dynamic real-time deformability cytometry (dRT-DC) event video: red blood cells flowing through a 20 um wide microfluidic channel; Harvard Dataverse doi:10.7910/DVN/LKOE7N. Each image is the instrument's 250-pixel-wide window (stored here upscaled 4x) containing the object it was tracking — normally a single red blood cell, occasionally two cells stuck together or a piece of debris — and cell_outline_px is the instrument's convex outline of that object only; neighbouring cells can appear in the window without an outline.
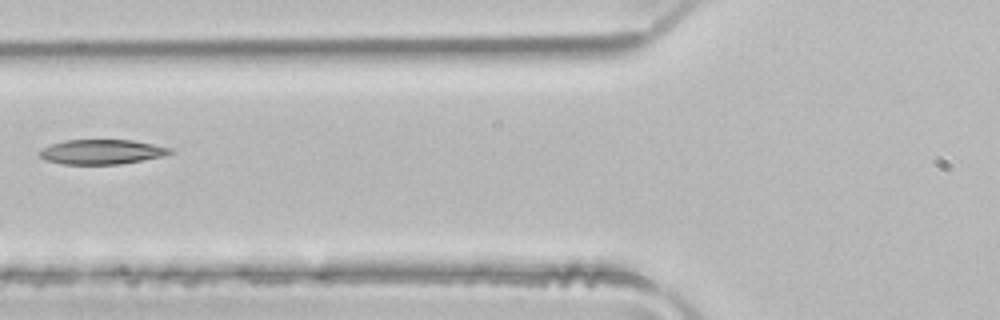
{"species": "common noctule bat (a hibernating species)", "species_latin": "Nyctalus noctula", "temperature_condition": "room temperature", "stored_images_in_passage": 6, "camera_frame_rate_fps": 3000, "um_per_image_px": 0.085, "animal": {"sex": "male", "body_mass_g": 21.5, "forearm_length_mm": 52.0}, "frame": {"image": 1, "passage_image": 5, "time_ms": 1.333, "image_size_px": [1000, 320], "cell_outline_px": [[172, 152], [164, 156], [120, 164], [64, 164], [44, 160], [40, 156], [40, 148], [64, 140], [132, 140], [172, 148]], "centroid_in_image_um": [8.63, 12.91], "position_along_channel_um": 117.2, "area_um2": 18.73}}
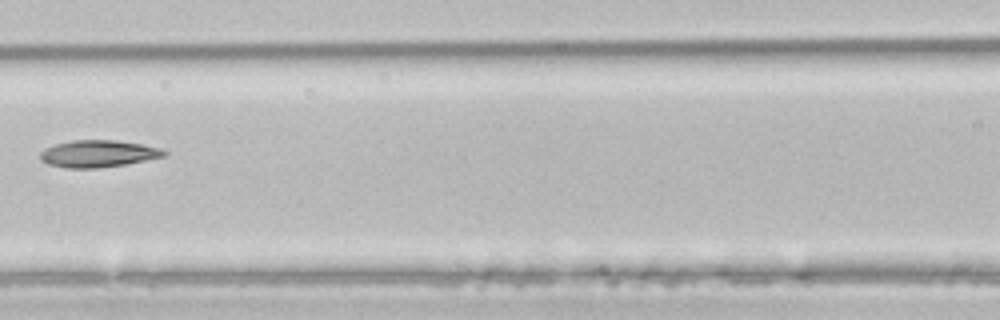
{"frame": {"image": 2, "passage_image": 6, "time_ms": 1.667, "image_size_px": [1000, 320], "cell_outline_px": [[168, 152], [164, 156], [124, 164], [96, 168], [68, 168], [48, 164], [40, 160], [40, 152], [56, 144], [72, 140], [116, 140], [140, 144], [160, 148]], "centroid_in_image_um": [8.32, 13.06], "position_along_channel_um": 158.3, "area_um2": 19.19}}